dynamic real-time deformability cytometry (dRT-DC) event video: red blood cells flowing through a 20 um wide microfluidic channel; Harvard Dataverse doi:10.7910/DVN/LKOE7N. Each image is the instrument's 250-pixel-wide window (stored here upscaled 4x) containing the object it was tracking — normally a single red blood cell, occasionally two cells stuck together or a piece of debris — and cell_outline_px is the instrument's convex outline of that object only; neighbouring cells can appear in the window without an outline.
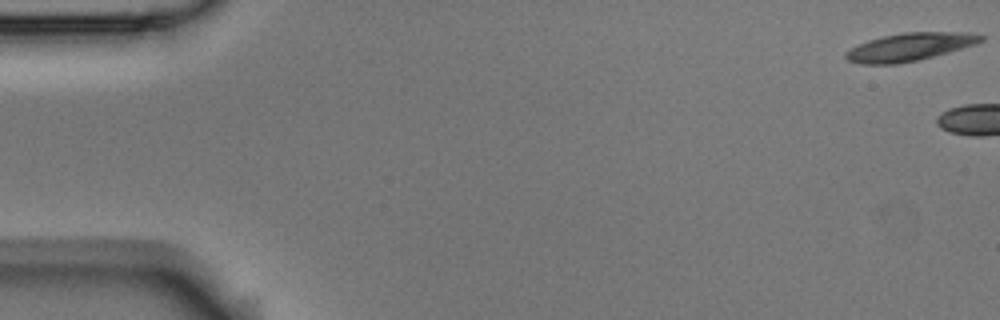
{"species": "Egyptian fruit bat (a non-hibernating species)", "species_latin": "Rousettus aegyptiacus", "temperature_condition": "room temperature", "stored_images_in_passage": 4, "camera_frame_rate_fps": 3000, "um_per_image_px": 0.085, "animal": {"sex": "male"}, "frame": {"image": 1, "passage_image": 1, "time_ms": 0.0, "image_size_px": [1000, 320], "cell_outline_px": [[984, 36], [980, 40], [944, 52], [912, 60], [888, 64], [868, 64], [848, 60], [848, 52], [852, 48], [860, 44], [872, 40], [888, 36], [912, 32], [940, 32]], "centroid_in_image_um": [77.19, 3.99], "position_along_channel_um": 7.8, "area_um2": 19.65}}